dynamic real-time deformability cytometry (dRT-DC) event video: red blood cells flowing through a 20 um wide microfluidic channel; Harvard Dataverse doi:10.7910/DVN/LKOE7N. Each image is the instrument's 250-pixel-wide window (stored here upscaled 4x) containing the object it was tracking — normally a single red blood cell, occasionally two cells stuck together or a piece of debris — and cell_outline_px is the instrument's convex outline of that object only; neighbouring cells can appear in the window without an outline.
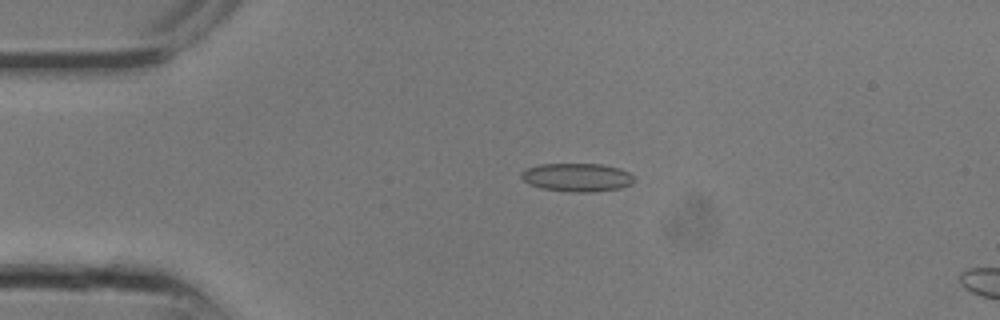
{"species": "common noctule bat (a hibernating species)", "species_latin": "Nyctalus noctula", "temperature_condition": "room temperature", "stored_images_in_passage": 9, "camera_frame_rate_fps": 3000, "um_per_image_px": 0.085, "animal": {"sex": "male", "body_mass_g": 13.3}, "frame": {"image": 1, "passage_image": 6, "time_ms": 1.667, "image_size_px": [1000, 320], "cell_outline_px": [[632, 184], [620, 188], [592, 192], [568, 192], [544, 188], [528, 184], [520, 176], [520, 172], [528, 168], [540, 164], [600, 164], [620, 168], [628, 172], [632, 176]], "centroid_in_image_um": [49.03, 15.07], "position_along_channel_um": 36.0, "area_um2": 18.55}}